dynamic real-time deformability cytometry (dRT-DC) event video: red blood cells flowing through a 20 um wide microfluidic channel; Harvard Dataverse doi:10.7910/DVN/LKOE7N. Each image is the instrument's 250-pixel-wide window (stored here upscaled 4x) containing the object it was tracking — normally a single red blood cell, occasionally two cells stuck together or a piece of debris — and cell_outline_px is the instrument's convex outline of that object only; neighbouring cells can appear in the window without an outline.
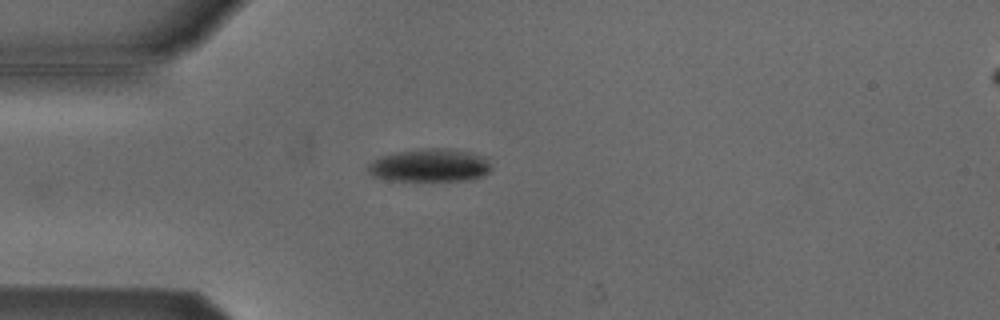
{"species": "Egyptian fruit bat (a non-hibernating species)", "species_latin": "Rousettus aegyptiacus", "temperature_condition": "cold", "stored_images_in_passage": 17, "camera_frame_rate_fps": 3000, "um_per_image_px": 0.085, "animal": {"sex": "male"}, "frame": {"image": 1, "passage_image": 3, "time_ms": 0.667, "image_size_px": [1000, 320], "cell_outline_px": [[492, 168], [484, 176], [468, 180], [392, 180], [372, 176], [368, 172], [368, 164], [380, 156], [396, 152], [424, 148], [448, 148], [472, 152], [488, 156]], "centroid_in_image_um": [36.6, 14.04], "position_along_channel_um": 48.4, "area_um2": 23.93}}
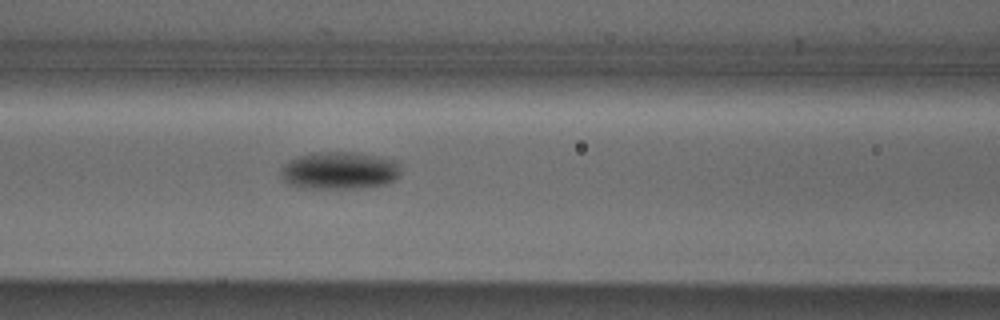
{"frame": {"image": 2, "passage_image": 11, "time_ms": 3.333, "image_size_px": [1000, 320], "cell_outline_px": [[400, 176], [388, 184], [364, 188], [300, 188], [288, 184], [280, 176], [280, 168], [288, 160], [296, 156], [316, 152], [356, 152], [396, 160], [400, 164]], "centroid_in_image_um": [28.85, 14.5], "position_along_channel_um": 137.8, "area_um2": 26.76}}
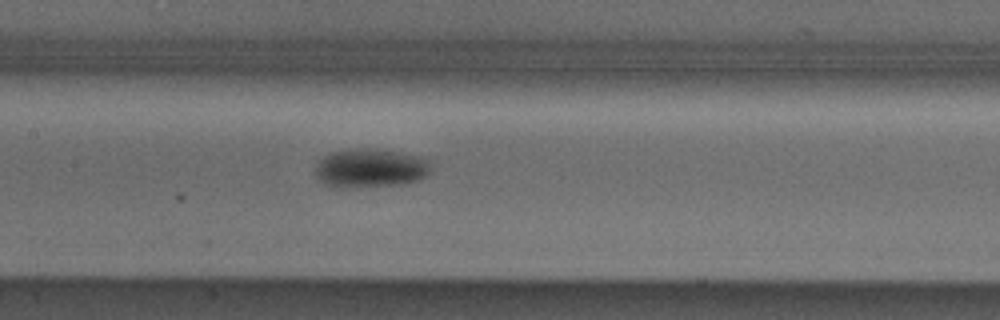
{"frame": {"image": 3, "passage_image": 14, "time_ms": 4.333, "image_size_px": [1000, 320], "cell_outline_px": [[432, 168], [420, 180], [404, 184], [356, 188], [332, 188], [324, 184], [316, 176], [316, 164], [324, 156], [332, 152], [364, 148], [400, 152], [420, 156], [428, 160]], "centroid_in_image_um": [31.48, 14.32], "position_along_channel_um": 175.9, "area_um2": 26.41}}